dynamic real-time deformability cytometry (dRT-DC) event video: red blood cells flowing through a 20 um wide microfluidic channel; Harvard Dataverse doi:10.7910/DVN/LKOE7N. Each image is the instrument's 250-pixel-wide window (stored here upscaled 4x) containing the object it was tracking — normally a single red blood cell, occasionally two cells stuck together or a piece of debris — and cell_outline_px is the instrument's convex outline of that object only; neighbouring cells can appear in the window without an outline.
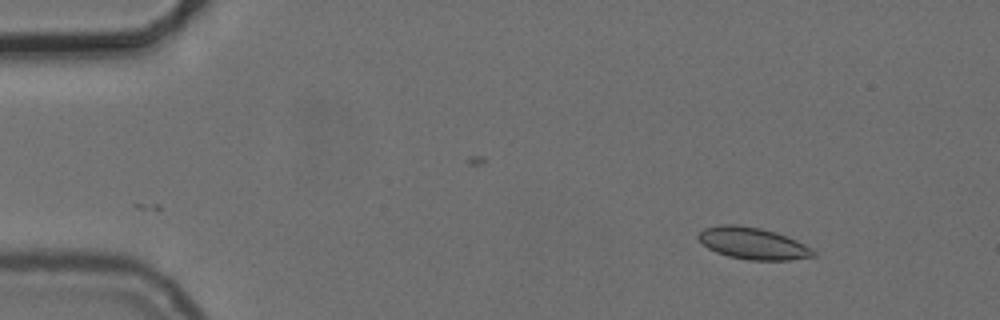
{"species": "common noctule bat (a hibernating species)", "species_latin": "Nyctalus noctula", "temperature_condition": "cold", "stored_images_in_passage": 41, "camera_frame_rate_fps": 3000, "um_per_image_px": 0.085, "animal": {"sex": "female", "body_mass_g": 24.6, "forearm_length_mm": 56.2}, "frame": {"image": 1, "passage_image": 1, "time_ms": 0.0, "image_size_px": [1000, 320], "cell_outline_px": [[816, 256], [788, 260], [748, 260], [728, 256], [716, 252], [708, 248], [696, 236], [704, 228], [720, 224], [736, 224], [760, 228], [776, 232], [796, 240], [812, 248], [816, 252]], "centroid_in_image_um": [64.0, 20.68], "position_along_channel_um": 21.0, "area_um2": 21.33}}
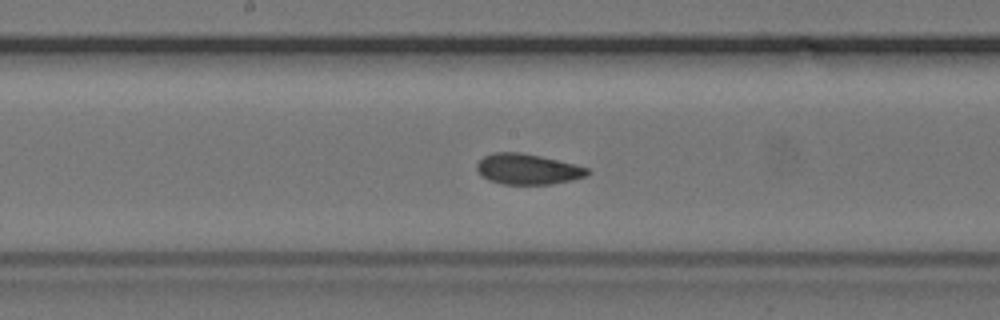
{"frame": {"image": 2, "passage_image": 23, "time_ms": 7.333, "image_size_px": [1000, 320], "cell_outline_px": [[592, 172], [584, 176], [572, 180], [552, 184], [504, 184], [488, 180], [480, 176], [476, 168], [476, 164], [484, 156], [492, 152], [520, 152], [540, 156], [588, 168]], "centroid_in_image_um": [44.8, 14.38], "position_along_channel_um": 203.4, "area_um2": 19.65}}
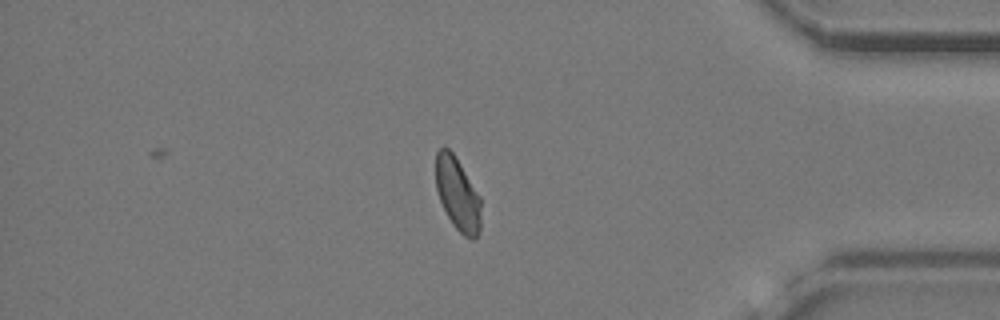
{"frame": {"image": 3, "passage_image": 41, "time_ms": 13.333, "image_size_px": [1000, 320], "cell_outline_px": [[480, 232], [472, 240], [464, 236], [452, 224], [440, 200], [436, 188], [436, 152], [440, 148], [448, 148], [452, 152], [460, 164], [480, 196]], "centroid_in_image_um": [38.9, 16.51], "position_along_channel_um": 396.3, "area_um2": 18.96}, "authors_computed_cell_mechanics": {"area_um2": 20.2878, "velocity_mm_per_s": 3.7334, "shape_relaxation_time_tau1_ms": 4.0959, "shape_relaxation_time_tau2_ms": 1.1922, "deformation_change_tau1": 0.0805, "deformation_change_tau2": 0.0407}}